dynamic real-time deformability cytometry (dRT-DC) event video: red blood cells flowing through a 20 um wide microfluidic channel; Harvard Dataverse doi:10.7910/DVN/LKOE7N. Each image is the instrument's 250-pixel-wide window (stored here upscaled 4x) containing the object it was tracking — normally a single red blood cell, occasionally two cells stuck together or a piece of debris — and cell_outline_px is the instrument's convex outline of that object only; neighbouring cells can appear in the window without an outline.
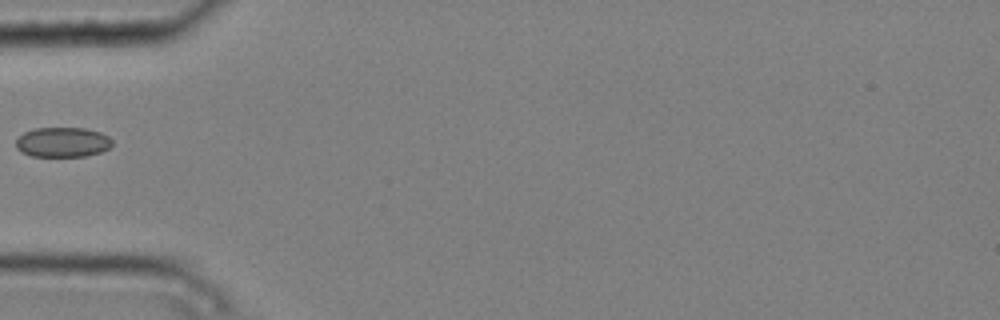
{"species": "common noctule bat (a hibernating species)", "species_latin": "Nyctalus noctula", "temperature_condition": "cold", "stored_images_in_passage": 2, "camera_frame_rate_fps": 3000, "um_per_image_px": 0.085, "animal": {"sex": "male", "body_mass_g": 20.4}, "frame": {"image": 1, "passage_image": 1, "time_ms": 0.0, "image_size_px": [1000, 320], "cell_outline_px": [[112, 144], [108, 148], [100, 152], [84, 156], [32, 156], [20, 152], [16, 148], [16, 140], [24, 132], [36, 128], [84, 128], [100, 132], [108, 136], [112, 140]], "centroid_in_image_um": [5.3, 12.08], "position_along_channel_um": 79.7, "area_um2": 16.7}}
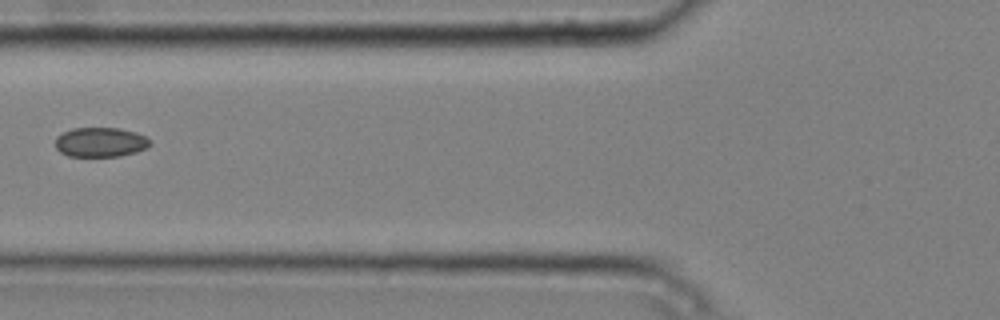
{"frame": {"image": 2, "passage_image": 2, "time_ms": 0.333, "image_size_px": [1000, 320], "cell_outline_px": [[152, 144], [148, 148], [136, 152], [120, 156], [68, 156], [60, 152], [56, 148], [56, 136], [72, 128], [120, 128], [136, 132], [144, 136]], "centroid_in_image_um": [8.55, 12.08], "position_along_channel_um": 117.3, "area_um2": 16.36}}